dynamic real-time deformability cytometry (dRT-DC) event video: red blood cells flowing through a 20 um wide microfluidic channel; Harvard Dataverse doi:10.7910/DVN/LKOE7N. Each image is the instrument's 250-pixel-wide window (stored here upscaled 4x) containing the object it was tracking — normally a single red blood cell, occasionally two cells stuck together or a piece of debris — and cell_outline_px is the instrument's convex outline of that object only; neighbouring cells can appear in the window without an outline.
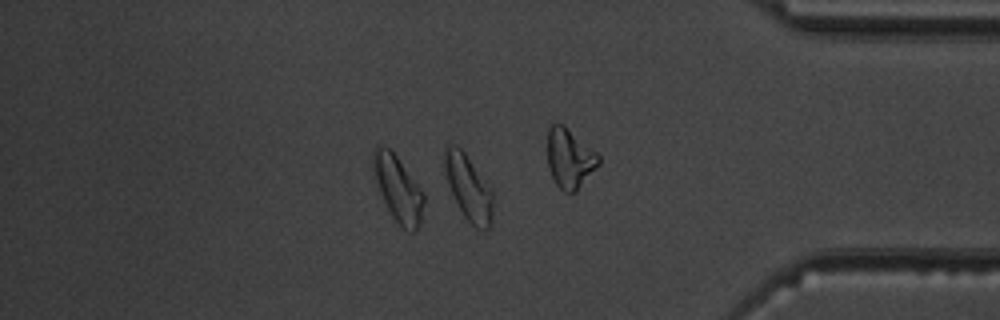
{"species": "common noctule bat (a hibernating species)", "species_latin": "Nyctalus noctula", "temperature_condition": "warm", "stored_images_in_passage": 51, "camera_frame_rate_fps": 3000, "um_per_image_px": 0.085, "animal": {"sex": "male", "body_mass_g": 19.5, "forearm_length_mm": 54.6}, "frame": {"image": 1, "passage_image": 44, "time_ms": 14.333, "image_size_px": [1000, 320], "cell_outline_px": [[492, 224], [484, 232], [476, 228], [464, 216], [448, 184], [444, 168], [444, 152], [448, 144], [452, 144], [460, 148], [464, 152], [492, 188]], "centroid_in_image_um": [39.84, 15.97], "position_along_channel_um": 395.4, "area_um2": 18.32}, "authors_computed_cell_mechanics": {"area_um2": 17.7446, "velocity_mm_per_s": 3.8733, "shape_relaxation_time_tau1_ms": 3.191, "shape_relaxation_time_tau2_ms": 1.299, "deformation_change_tau1": 0.1016, "deformation_change_tau2": 0.0653}}